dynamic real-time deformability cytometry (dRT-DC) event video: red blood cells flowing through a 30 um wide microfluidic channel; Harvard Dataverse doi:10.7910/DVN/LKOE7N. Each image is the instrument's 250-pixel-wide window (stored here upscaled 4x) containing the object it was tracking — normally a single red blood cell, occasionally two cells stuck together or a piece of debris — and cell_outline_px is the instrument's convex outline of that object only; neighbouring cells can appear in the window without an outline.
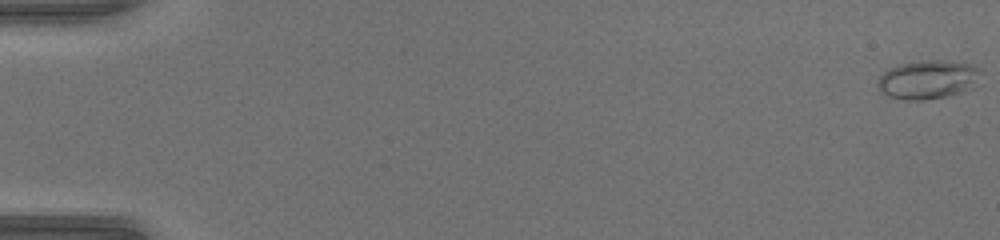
{"species": "common noctule bat (a hibernating species)", "species_latin": "Nyctalus noctula", "temperature_condition": "warm", "stored_images_in_passage": 51, "camera_frame_rate_fps": 3000, "um_per_image_px": 0.085, "animal": {"sex": "female", "body_mass_g": 17.0, "forearm_length_mm": 48.0}, "frame": {"image": 1, "passage_image": 1, "time_ms": 0.0, "image_size_px": [1000, 240], "cell_outline_px": [[980, 72], [972, 88], [964, 92], [948, 96], [924, 100], [904, 100], [888, 96], [880, 92], [876, 84], [876, 80], [888, 68], [896, 64], [920, 60], [944, 60], [972, 64], [980, 68]], "centroid_in_image_um": [78.82, 6.76], "position_along_channel_um": 6.2, "area_um2": 23.7}}
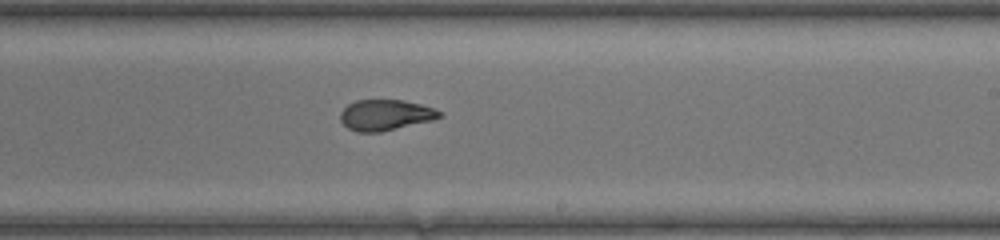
{"frame": {"image": 2, "passage_image": 32, "time_ms": 10.333, "image_size_px": [1000, 240], "cell_outline_px": [[444, 116], [432, 120], [380, 132], [356, 132], [348, 128], [340, 120], [340, 112], [348, 104], [356, 100], [404, 100], [420, 104], [444, 112]], "centroid_in_image_um": [32.77, 9.77], "position_along_channel_um": 256.2, "area_um2": 17.8}}
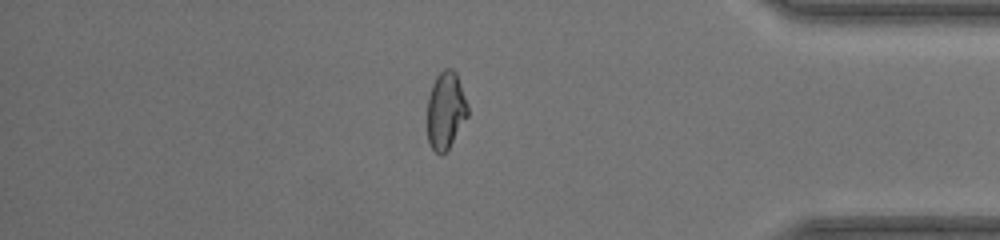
{"frame": {"image": 3, "passage_image": 44, "time_ms": 14.333, "image_size_px": [1000, 240], "cell_outline_px": [[468, 116], [448, 148], [440, 156], [432, 148], [428, 140], [428, 96], [432, 84], [436, 76], [444, 68], [452, 68], [456, 72], [468, 104]], "centroid_in_image_um": [37.89, 9.35], "position_along_channel_um": 397.3, "area_um2": 18.15}, "authors_computed_cell_mechanics": {"area_um2": 19.1318, "velocity_mm_per_s": 4.213, "shape_relaxation_time_tau1_ms": null, "shape_relaxation_time_tau2_ms": 0.807, "deformation_change_tau1": null, "deformation_change_tau2": 0.0514}}